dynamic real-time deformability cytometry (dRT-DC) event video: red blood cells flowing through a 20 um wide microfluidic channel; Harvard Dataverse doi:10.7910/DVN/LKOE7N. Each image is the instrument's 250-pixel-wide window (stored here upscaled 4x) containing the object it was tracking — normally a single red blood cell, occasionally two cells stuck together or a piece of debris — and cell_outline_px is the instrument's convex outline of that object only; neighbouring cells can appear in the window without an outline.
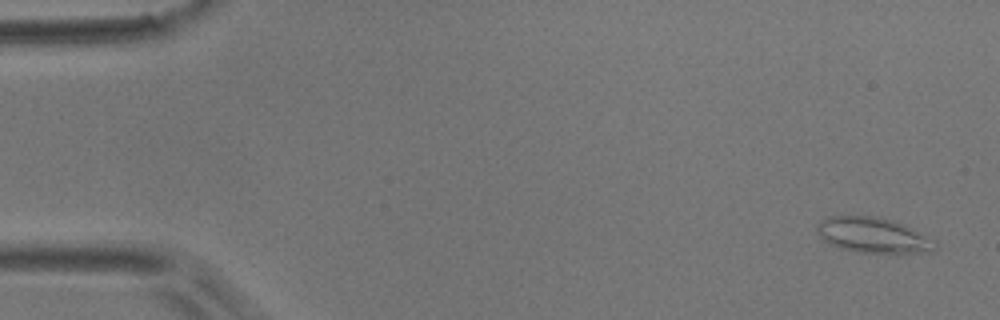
{"species": "common noctule bat (a hibernating species)", "species_latin": "Nyctalus noctula", "temperature_condition": "room temperature", "stored_images_in_passage": 6, "camera_frame_rate_fps": 3000, "um_per_image_px": 0.085, "animal": {"sex": "male", "body_mass_g": 17.9}, "frame": {"image": 1, "passage_image": 1, "time_ms": 0.0, "image_size_px": [1000, 320], "cell_outline_px": [[936, 248], [932, 252], [900, 256], [860, 252], [840, 248], [824, 240], [820, 236], [816, 228], [816, 224], [820, 220], [828, 216], [872, 216], [892, 220], [904, 224], [936, 240]], "centroid_in_image_um": [74.3, 20.04], "position_along_channel_um": 10.7, "area_um2": 25.2}}